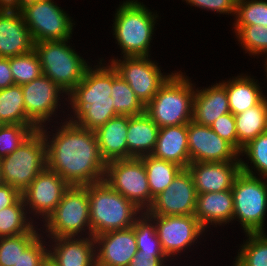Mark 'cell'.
I'll return each instance as SVG.
<instances>
[{
    "instance_id": "cell-1",
    "label": "cell",
    "mask_w": 267,
    "mask_h": 266,
    "mask_svg": "<svg viewBox=\"0 0 267 266\" xmlns=\"http://www.w3.org/2000/svg\"><path fill=\"white\" fill-rule=\"evenodd\" d=\"M59 124V127L52 125L55 133L48 131V125L39 128L46 139L47 168L70 186L103 181L107 163L100 154L95 131L82 128L67 118Z\"/></svg>"
},
{
    "instance_id": "cell-2",
    "label": "cell",
    "mask_w": 267,
    "mask_h": 266,
    "mask_svg": "<svg viewBox=\"0 0 267 266\" xmlns=\"http://www.w3.org/2000/svg\"><path fill=\"white\" fill-rule=\"evenodd\" d=\"M99 60L93 68L92 65L87 68L83 80L64 98L71 107L66 117L71 116L67 119L91 131H96L109 119L118 116L111 97L112 64L106 65L102 58Z\"/></svg>"
},
{
    "instance_id": "cell-3",
    "label": "cell",
    "mask_w": 267,
    "mask_h": 266,
    "mask_svg": "<svg viewBox=\"0 0 267 266\" xmlns=\"http://www.w3.org/2000/svg\"><path fill=\"white\" fill-rule=\"evenodd\" d=\"M120 4L112 25L113 38L122 51L120 55L150 56V43L159 15L138 0H126Z\"/></svg>"
},
{
    "instance_id": "cell-4",
    "label": "cell",
    "mask_w": 267,
    "mask_h": 266,
    "mask_svg": "<svg viewBox=\"0 0 267 266\" xmlns=\"http://www.w3.org/2000/svg\"><path fill=\"white\" fill-rule=\"evenodd\" d=\"M92 236L126 229L143 213L131 201L101 181L87 185Z\"/></svg>"
},
{
    "instance_id": "cell-5",
    "label": "cell",
    "mask_w": 267,
    "mask_h": 266,
    "mask_svg": "<svg viewBox=\"0 0 267 266\" xmlns=\"http://www.w3.org/2000/svg\"><path fill=\"white\" fill-rule=\"evenodd\" d=\"M180 71H175L145 106V113L159 128L192 121L195 84Z\"/></svg>"
},
{
    "instance_id": "cell-6",
    "label": "cell",
    "mask_w": 267,
    "mask_h": 266,
    "mask_svg": "<svg viewBox=\"0 0 267 266\" xmlns=\"http://www.w3.org/2000/svg\"><path fill=\"white\" fill-rule=\"evenodd\" d=\"M68 43L70 39L34 44L43 75L56 83L66 95L83 80L85 71L90 66Z\"/></svg>"
},
{
    "instance_id": "cell-7",
    "label": "cell",
    "mask_w": 267,
    "mask_h": 266,
    "mask_svg": "<svg viewBox=\"0 0 267 266\" xmlns=\"http://www.w3.org/2000/svg\"><path fill=\"white\" fill-rule=\"evenodd\" d=\"M44 223L40 228L48 239L92 236L87 186H70Z\"/></svg>"
},
{
    "instance_id": "cell-8",
    "label": "cell",
    "mask_w": 267,
    "mask_h": 266,
    "mask_svg": "<svg viewBox=\"0 0 267 266\" xmlns=\"http://www.w3.org/2000/svg\"><path fill=\"white\" fill-rule=\"evenodd\" d=\"M231 190L234 202L233 221L241 224L245 234L265 233L267 179L241 171Z\"/></svg>"
},
{
    "instance_id": "cell-9",
    "label": "cell",
    "mask_w": 267,
    "mask_h": 266,
    "mask_svg": "<svg viewBox=\"0 0 267 266\" xmlns=\"http://www.w3.org/2000/svg\"><path fill=\"white\" fill-rule=\"evenodd\" d=\"M0 162L3 183L22 194L47 167L46 139L42 132L36 130L15 151L1 158Z\"/></svg>"
},
{
    "instance_id": "cell-10",
    "label": "cell",
    "mask_w": 267,
    "mask_h": 266,
    "mask_svg": "<svg viewBox=\"0 0 267 266\" xmlns=\"http://www.w3.org/2000/svg\"><path fill=\"white\" fill-rule=\"evenodd\" d=\"M19 10L34 43L71 39L75 23L54 0H35Z\"/></svg>"
},
{
    "instance_id": "cell-11",
    "label": "cell",
    "mask_w": 267,
    "mask_h": 266,
    "mask_svg": "<svg viewBox=\"0 0 267 266\" xmlns=\"http://www.w3.org/2000/svg\"><path fill=\"white\" fill-rule=\"evenodd\" d=\"M104 182L131 201L142 212L151 206L147 172L141 158L117 159L107 162Z\"/></svg>"
},
{
    "instance_id": "cell-12",
    "label": "cell",
    "mask_w": 267,
    "mask_h": 266,
    "mask_svg": "<svg viewBox=\"0 0 267 266\" xmlns=\"http://www.w3.org/2000/svg\"><path fill=\"white\" fill-rule=\"evenodd\" d=\"M151 56L113 57L108 62L128 83L135 95L146 106L156 95L159 88L174 73H162L157 61ZM122 58V59H121ZM119 59V60H118ZM156 62V63H155Z\"/></svg>"
},
{
    "instance_id": "cell-13",
    "label": "cell",
    "mask_w": 267,
    "mask_h": 266,
    "mask_svg": "<svg viewBox=\"0 0 267 266\" xmlns=\"http://www.w3.org/2000/svg\"><path fill=\"white\" fill-rule=\"evenodd\" d=\"M148 216L155 223L163 252L169 259L173 257L172 260L175 256H180L181 252L183 254L187 251L188 247L190 249L192 245H196L198 239L201 240L203 234L205 236L207 233L194 215Z\"/></svg>"
},
{
    "instance_id": "cell-14",
    "label": "cell",
    "mask_w": 267,
    "mask_h": 266,
    "mask_svg": "<svg viewBox=\"0 0 267 266\" xmlns=\"http://www.w3.org/2000/svg\"><path fill=\"white\" fill-rule=\"evenodd\" d=\"M69 187L59 174L46 167L21 194L30 218L37 224L34 220L37 217L44 224Z\"/></svg>"
},
{
    "instance_id": "cell-15",
    "label": "cell",
    "mask_w": 267,
    "mask_h": 266,
    "mask_svg": "<svg viewBox=\"0 0 267 266\" xmlns=\"http://www.w3.org/2000/svg\"><path fill=\"white\" fill-rule=\"evenodd\" d=\"M21 88L26 116L38 128L49 124L51 126L53 116L55 119L58 117L57 111H60L58 107L61 109L60 106L63 104L60 103L63 102L61 96H67L66 93L49 77L43 74L39 78L22 85Z\"/></svg>"
},
{
    "instance_id": "cell-16",
    "label": "cell",
    "mask_w": 267,
    "mask_h": 266,
    "mask_svg": "<svg viewBox=\"0 0 267 266\" xmlns=\"http://www.w3.org/2000/svg\"><path fill=\"white\" fill-rule=\"evenodd\" d=\"M197 191L188 169H182L170 186L156 196L147 215L180 216L194 215Z\"/></svg>"
},
{
    "instance_id": "cell-17",
    "label": "cell",
    "mask_w": 267,
    "mask_h": 266,
    "mask_svg": "<svg viewBox=\"0 0 267 266\" xmlns=\"http://www.w3.org/2000/svg\"><path fill=\"white\" fill-rule=\"evenodd\" d=\"M190 163L241 161L239 152L210 126L187 123Z\"/></svg>"
},
{
    "instance_id": "cell-18",
    "label": "cell",
    "mask_w": 267,
    "mask_h": 266,
    "mask_svg": "<svg viewBox=\"0 0 267 266\" xmlns=\"http://www.w3.org/2000/svg\"><path fill=\"white\" fill-rule=\"evenodd\" d=\"M96 266H129L138 249L134 226L94 236Z\"/></svg>"
},
{
    "instance_id": "cell-19",
    "label": "cell",
    "mask_w": 267,
    "mask_h": 266,
    "mask_svg": "<svg viewBox=\"0 0 267 266\" xmlns=\"http://www.w3.org/2000/svg\"><path fill=\"white\" fill-rule=\"evenodd\" d=\"M187 169L192 175L197 194L216 193L232 189L241 172V162H193Z\"/></svg>"
},
{
    "instance_id": "cell-20",
    "label": "cell",
    "mask_w": 267,
    "mask_h": 266,
    "mask_svg": "<svg viewBox=\"0 0 267 266\" xmlns=\"http://www.w3.org/2000/svg\"><path fill=\"white\" fill-rule=\"evenodd\" d=\"M34 40L19 9L0 8V57L10 58L34 49Z\"/></svg>"
},
{
    "instance_id": "cell-21",
    "label": "cell",
    "mask_w": 267,
    "mask_h": 266,
    "mask_svg": "<svg viewBox=\"0 0 267 266\" xmlns=\"http://www.w3.org/2000/svg\"><path fill=\"white\" fill-rule=\"evenodd\" d=\"M48 255L58 266H96L94 237L51 238Z\"/></svg>"
},
{
    "instance_id": "cell-22",
    "label": "cell",
    "mask_w": 267,
    "mask_h": 266,
    "mask_svg": "<svg viewBox=\"0 0 267 266\" xmlns=\"http://www.w3.org/2000/svg\"><path fill=\"white\" fill-rule=\"evenodd\" d=\"M234 202L232 190L220 192H208L197 195L194 216L200 225L207 230L213 227L223 226L233 222ZM223 224V225H222Z\"/></svg>"
},
{
    "instance_id": "cell-23",
    "label": "cell",
    "mask_w": 267,
    "mask_h": 266,
    "mask_svg": "<svg viewBox=\"0 0 267 266\" xmlns=\"http://www.w3.org/2000/svg\"><path fill=\"white\" fill-rule=\"evenodd\" d=\"M231 113L225 86L219 81L202 89L195 88L192 121L210 126L218 117Z\"/></svg>"
},
{
    "instance_id": "cell-24",
    "label": "cell",
    "mask_w": 267,
    "mask_h": 266,
    "mask_svg": "<svg viewBox=\"0 0 267 266\" xmlns=\"http://www.w3.org/2000/svg\"><path fill=\"white\" fill-rule=\"evenodd\" d=\"M151 155L187 169L190 164L187 124L159 128L156 146Z\"/></svg>"
},
{
    "instance_id": "cell-25",
    "label": "cell",
    "mask_w": 267,
    "mask_h": 266,
    "mask_svg": "<svg viewBox=\"0 0 267 266\" xmlns=\"http://www.w3.org/2000/svg\"><path fill=\"white\" fill-rule=\"evenodd\" d=\"M130 116L118 115L96 131L99 150L104 161L128 159L127 130Z\"/></svg>"
},
{
    "instance_id": "cell-26",
    "label": "cell",
    "mask_w": 267,
    "mask_h": 266,
    "mask_svg": "<svg viewBox=\"0 0 267 266\" xmlns=\"http://www.w3.org/2000/svg\"><path fill=\"white\" fill-rule=\"evenodd\" d=\"M253 77V78H252ZM241 74L229 80H222L228 95L230 112L237 115L258 105L263 100V91L255 76ZM256 80V81H255ZM258 83V84H257Z\"/></svg>"
},
{
    "instance_id": "cell-27",
    "label": "cell",
    "mask_w": 267,
    "mask_h": 266,
    "mask_svg": "<svg viewBox=\"0 0 267 266\" xmlns=\"http://www.w3.org/2000/svg\"><path fill=\"white\" fill-rule=\"evenodd\" d=\"M158 125L144 112L131 116L127 130L128 159L151 155L156 146Z\"/></svg>"
},
{
    "instance_id": "cell-28",
    "label": "cell",
    "mask_w": 267,
    "mask_h": 266,
    "mask_svg": "<svg viewBox=\"0 0 267 266\" xmlns=\"http://www.w3.org/2000/svg\"><path fill=\"white\" fill-rule=\"evenodd\" d=\"M238 136V152L259 134L267 132V101L234 115Z\"/></svg>"
},
{
    "instance_id": "cell-29",
    "label": "cell",
    "mask_w": 267,
    "mask_h": 266,
    "mask_svg": "<svg viewBox=\"0 0 267 266\" xmlns=\"http://www.w3.org/2000/svg\"><path fill=\"white\" fill-rule=\"evenodd\" d=\"M140 158L147 172L152 205L154 198L170 186L183 168L176 163L156 158L153 155H145Z\"/></svg>"
},
{
    "instance_id": "cell-30",
    "label": "cell",
    "mask_w": 267,
    "mask_h": 266,
    "mask_svg": "<svg viewBox=\"0 0 267 266\" xmlns=\"http://www.w3.org/2000/svg\"><path fill=\"white\" fill-rule=\"evenodd\" d=\"M36 226L28 215L22 196L12 206L0 211V237L30 233Z\"/></svg>"
},
{
    "instance_id": "cell-31",
    "label": "cell",
    "mask_w": 267,
    "mask_h": 266,
    "mask_svg": "<svg viewBox=\"0 0 267 266\" xmlns=\"http://www.w3.org/2000/svg\"><path fill=\"white\" fill-rule=\"evenodd\" d=\"M112 93L114 110L118 115L137 116L145 112V105L135 95L128 83L112 66Z\"/></svg>"
},
{
    "instance_id": "cell-32",
    "label": "cell",
    "mask_w": 267,
    "mask_h": 266,
    "mask_svg": "<svg viewBox=\"0 0 267 266\" xmlns=\"http://www.w3.org/2000/svg\"><path fill=\"white\" fill-rule=\"evenodd\" d=\"M4 124H34L26 116L21 85L0 90V125Z\"/></svg>"
},
{
    "instance_id": "cell-33",
    "label": "cell",
    "mask_w": 267,
    "mask_h": 266,
    "mask_svg": "<svg viewBox=\"0 0 267 266\" xmlns=\"http://www.w3.org/2000/svg\"><path fill=\"white\" fill-rule=\"evenodd\" d=\"M239 156H246V163L244 159L240 158L241 171L267 179V132L259 134L255 139L251 140L245 145ZM254 170V171H253ZM256 171V172H255ZM255 172V173H254Z\"/></svg>"
},
{
    "instance_id": "cell-34",
    "label": "cell",
    "mask_w": 267,
    "mask_h": 266,
    "mask_svg": "<svg viewBox=\"0 0 267 266\" xmlns=\"http://www.w3.org/2000/svg\"><path fill=\"white\" fill-rule=\"evenodd\" d=\"M233 266H267V234L246 233Z\"/></svg>"
},
{
    "instance_id": "cell-35",
    "label": "cell",
    "mask_w": 267,
    "mask_h": 266,
    "mask_svg": "<svg viewBox=\"0 0 267 266\" xmlns=\"http://www.w3.org/2000/svg\"><path fill=\"white\" fill-rule=\"evenodd\" d=\"M137 249L142 255L167 257L163 252L154 221L143 212L134 222Z\"/></svg>"
},
{
    "instance_id": "cell-36",
    "label": "cell",
    "mask_w": 267,
    "mask_h": 266,
    "mask_svg": "<svg viewBox=\"0 0 267 266\" xmlns=\"http://www.w3.org/2000/svg\"><path fill=\"white\" fill-rule=\"evenodd\" d=\"M38 224L30 233L0 237V266H14L22 254L42 233Z\"/></svg>"
},
{
    "instance_id": "cell-37",
    "label": "cell",
    "mask_w": 267,
    "mask_h": 266,
    "mask_svg": "<svg viewBox=\"0 0 267 266\" xmlns=\"http://www.w3.org/2000/svg\"><path fill=\"white\" fill-rule=\"evenodd\" d=\"M233 32L238 38V44L241 48L248 53L249 56L259 58L260 54L264 55L267 61V26L261 25H246V26H233Z\"/></svg>"
},
{
    "instance_id": "cell-38",
    "label": "cell",
    "mask_w": 267,
    "mask_h": 266,
    "mask_svg": "<svg viewBox=\"0 0 267 266\" xmlns=\"http://www.w3.org/2000/svg\"><path fill=\"white\" fill-rule=\"evenodd\" d=\"M10 67L15 85H24L39 78L42 73L41 62L36 51L10 57Z\"/></svg>"
},
{
    "instance_id": "cell-39",
    "label": "cell",
    "mask_w": 267,
    "mask_h": 266,
    "mask_svg": "<svg viewBox=\"0 0 267 266\" xmlns=\"http://www.w3.org/2000/svg\"><path fill=\"white\" fill-rule=\"evenodd\" d=\"M39 128L35 124L0 125V159L15 151Z\"/></svg>"
},
{
    "instance_id": "cell-40",
    "label": "cell",
    "mask_w": 267,
    "mask_h": 266,
    "mask_svg": "<svg viewBox=\"0 0 267 266\" xmlns=\"http://www.w3.org/2000/svg\"><path fill=\"white\" fill-rule=\"evenodd\" d=\"M233 26H267V0H242L236 3Z\"/></svg>"
},
{
    "instance_id": "cell-41",
    "label": "cell",
    "mask_w": 267,
    "mask_h": 266,
    "mask_svg": "<svg viewBox=\"0 0 267 266\" xmlns=\"http://www.w3.org/2000/svg\"><path fill=\"white\" fill-rule=\"evenodd\" d=\"M40 235L22 254L14 266H41L48 256L46 238ZM46 244V245H45Z\"/></svg>"
},
{
    "instance_id": "cell-42",
    "label": "cell",
    "mask_w": 267,
    "mask_h": 266,
    "mask_svg": "<svg viewBox=\"0 0 267 266\" xmlns=\"http://www.w3.org/2000/svg\"><path fill=\"white\" fill-rule=\"evenodd\" d=\"M210 128L221 138L229 142L238 151V136L235 118L232 113H226L218 117Z\"/></svg>"
},
{
    "instance_id": "cell-43",
    "label": "cell",
    "mask_w": 267,
    "mask_h": 266,
    "mask_svg": "<svg viewBox=\"0 0 267 266\" xmlns=\"http://www.w3.org/2000/svg\"><path fill=\"white\" fill-rule=\"evenodd\" d=\"M187 5L198 7L207 11H212L225 15H233L235 17L236 3L233 0H182Z\"/></svg>"
},
{
    "instance_id": "cell-44",
    "label": "cell",
    "mask_w": 267,
    "mask_h": 266,
    "mask_svg": "<svg viewBox=\"0 0 267 266\" xmlns=\"http://www.w3.org/2000/svg\"><path fill=\"white\" fill-rule=\"evenodd\" d=\"M172 261L168 257H156L154 255H142L137 251L135 257L130 261L129 266H168L166 261ZM166 264V265H165Z\"/></svg>"
},
{
    "instance_id": "cell-45",
    "label": "cell",
    "mask_w": 267,
    "mask_h": 266,
    "mask_svg": "<svg viewBox=\"0 0 267 266\" xmlns=\"http://www.w3.org/2000/svg\"><path fill=\"white\" fill-rule=\"evenodd\" d=\"M21 193L11 185L2 183L0 185V211L12 206L19 198Z\"/></svg>"
},
{
    "instance_id": "cell-46",
    "label": "cell",
    "mask_w": 267,
    "mask_h": 266,
    "mask_svg": "<svg viewBox=\"0 0 267 266\" xmlns=\"http://www.w3.org/2000/svg\"><path fill=\"white\" fill-rule=\"evenodd\" d=\"M15 85L10 67V58L0 57V90Z\"/></svg>"
},
{
    "instance_id": "cell-47",
    "label": "cell",
    "mask_w": 267,
    "mask_h": 266,
    "mask_svg": "<svg viewBox=\"0 0 267 266\" xmlns=\"http://www.w3.org/2000/svg\"><path fill=\"white\" fill-rule=\"evenodd\" d=\"M0 8L19 9V0H0Z\"/></svg>"
},
{
    "instance_id": "cell-48",
    "label": "cell",
    "mask_w": 267,
    "mask_h": 266,
    "mask_svg": "<svg viewBox=\"0 0 267 266\" xmlns=\"http://www.w3.org/2000/svg\"><path fill=\"white\" fill-rule=\"evenodd\" d=\"M41 266H58L54 260L48 255L46 259L43 261Z\"/></svg>"
},
{
    "instance_id": "cell-49",
    "label": "cell",
    "mask_w": 267,
    "mask_h": 266,
    "mask_svg": "<svg viewBox=\"0 0 267 266\" xmlns=\"http://www.w3.org/2000/svg\"><path fill=\"white\" fill-rule=\"evenodd\" d=\"M35 0H19V9L24 6L25 4L29 3V2H33Z\"/></svg>"
},
{
    "instance_id": "cell-50",
    "label": "cell",
    "mask_w": 267,
    "mask_h": 266,
    "mask_svg": "<svg viewBox=\"0 0 267 266\" xmlns=\"http://www.w3.org/2000/svg\"><path fill=\"white\" fill-rule=\"evenodd\" d=\"M264 63H265L264 64V67H265L264 71L267 73V61H264ZM266 79H267V74H266ZM263 99L267 101V97L265 95H263Z\"/></svg>"
},
{
    "instance_id": "cell-51",
    "label": "cell",
    "mask_w": 267,
    "mask_h": 266,
    "mask_svg": "<svg viewBox=\"0 0 267 266\" xmlns=\"http://www.w3.org/2000/svg\"><path fill=\"white\" fill-rule=\"evenodd\" d=\"M3 183L2 171H1V162H0V185Z\"/></svg>"
},
{
    "instance_id": "cell-52",
    "label": "cell",
    "mask_w": 267,
    "mask_h": 266,
    "mask_svg": "<svg viewBox=\"0 0 267 266\" xmlns=\"http://www.w3.org/2000/svg\"><path fill=\"white\" fill-rule=\"evenodd\" d=\"M235 3H238V2H240V1H242V0H233Z\"/></svg>"
}]
</instances>
